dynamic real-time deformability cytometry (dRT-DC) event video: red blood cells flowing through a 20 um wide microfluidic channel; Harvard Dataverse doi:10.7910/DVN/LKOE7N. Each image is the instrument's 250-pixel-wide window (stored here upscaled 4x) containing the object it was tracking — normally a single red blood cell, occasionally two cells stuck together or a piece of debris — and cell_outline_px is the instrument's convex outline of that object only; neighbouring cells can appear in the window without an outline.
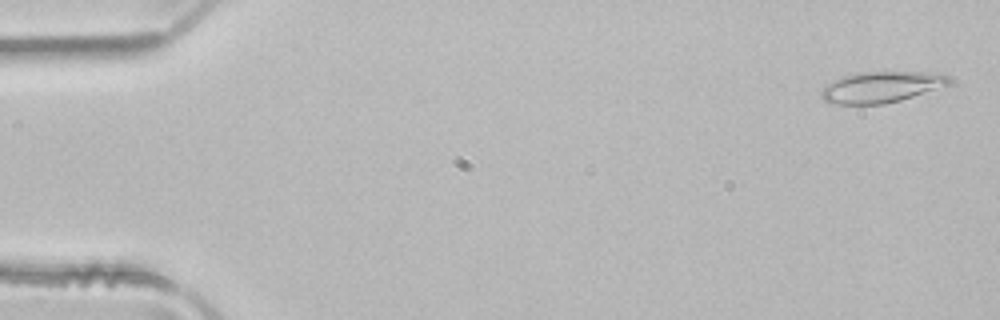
{"species": "common noctule bat (a hibernating species)", "species_latin": "Nyctalus noctula", "temperature_condition": "room temperature", "stored_images_in_passage": 50, "camera_frame_rate_fps": 3000, "um_per_image_px": 0.085, "animal": {"sex": "male", "body_mass_g": 21.5, "forearm_length_mm": 52.0}, "frame": {"image": 1, "passage_image": 2, "time_ms": 0.333, "image_size_px": [1000, 320], "cell_outline_px": [[952, 80], [948, 84], [900, 100], [884, 104], [832, 104], [824, 100], [820, 96], [820, 92], [832, 80], [840, 76], [860, 72], [920, 72], [948, 76]], "centroid_in_image_um": [74.81, 7.4], "position_along_channel_um": 10.2, "area_um2": 22.77}}
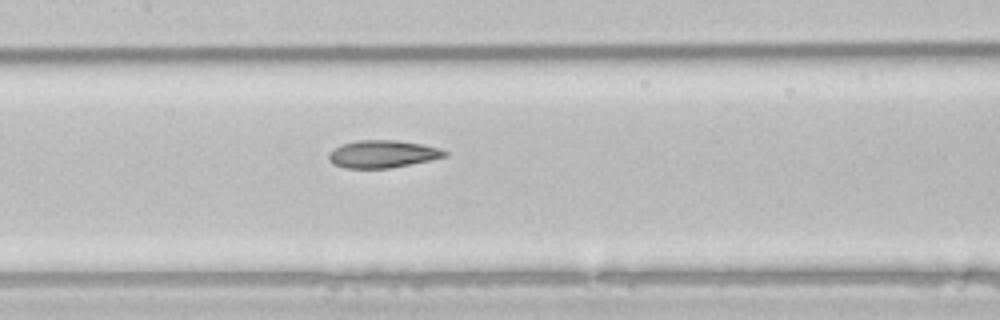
{"frame": {"image": 2, "passage_image": 24, "time_ms": 7.667, "image_size_px": [1000, 320], "cell_outline_px": [[448, 156], [388, 168], [344, 168], [332, 164], [328, 160], [328, 152], [332, 148], [340, 144], [356, 140], [396, 140], [420, 144], [440, 148], [448, 152]], "centroid_in_image_um": [32.44, 13.08], "position_along_channel_um": 175.0, "area_um2": 18.67}}
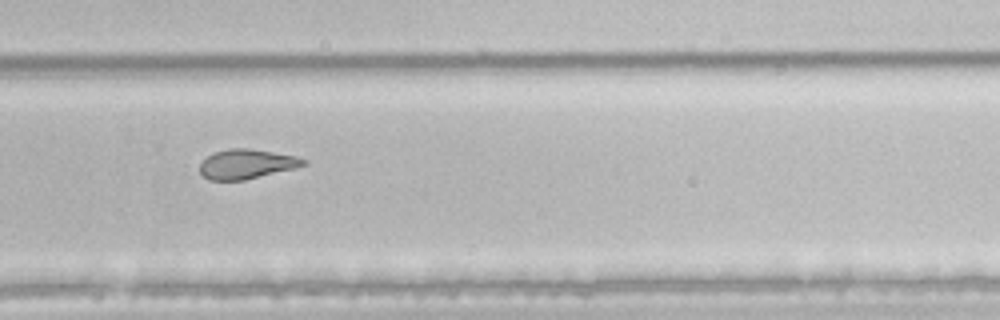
{"frame": {"image": 3, "passage_image": 34, "time_ms": 11.0, "image_size_px": [1000, 320], "cell_outline_px": [[308, 164], [244, 180], [208, 180], [200, 172], [200, 164], [212, 152], [228, 148], [248, 148], [296, 156], [308, 160]], "centroid_in_image_um": [20.94, 13.93], "position_along_channel_um": 308.9, "area_um2": 17.69}, "authors_computed_cell_mechanics": {"area_um2": 20.6635, "velocity_mm_per_s": 4.0375, "shape_relaxation_time_tau1_ms": 11.0269, "shape_relaxation_time_tau2_ms": 3.0175, "deformation_change_tau1": 0.2621, "deformation_change_tau2": 0.1097}}